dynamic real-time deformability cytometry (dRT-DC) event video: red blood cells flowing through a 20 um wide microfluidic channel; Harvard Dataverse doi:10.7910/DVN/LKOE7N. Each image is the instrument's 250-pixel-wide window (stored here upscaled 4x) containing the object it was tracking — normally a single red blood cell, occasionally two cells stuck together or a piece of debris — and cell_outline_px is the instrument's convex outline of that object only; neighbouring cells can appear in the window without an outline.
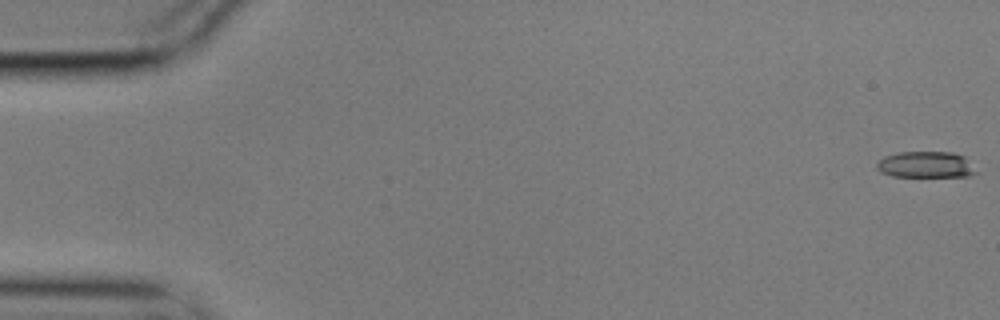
{"species": "common noctule bat (a hibernating species)", "species_latin": "Nyctalus noctula", "temperature_condition": "cold", "stored_images_in_passage": 57, "camera_frame_rate_fps": 3000, "um_per_image_px": 0.085, "animal": {"sex": "male", "body_mass_g": 17.9}, "frame": {"image": 1, "passage_image": 1, "time_ms": 0.0, "image_size_px": [1000, 320], "cell_outline_px": [[976, 172], [968, 176], [892, 176], [880, 172], [876, 168], [876, 164], [884, 156], [900, 152], [952, 152], [964, 156]], "centroid_in_image_um": [78.64, 13.99], "position_along_channel_um": 6.4, "area_um2": 14.97}}
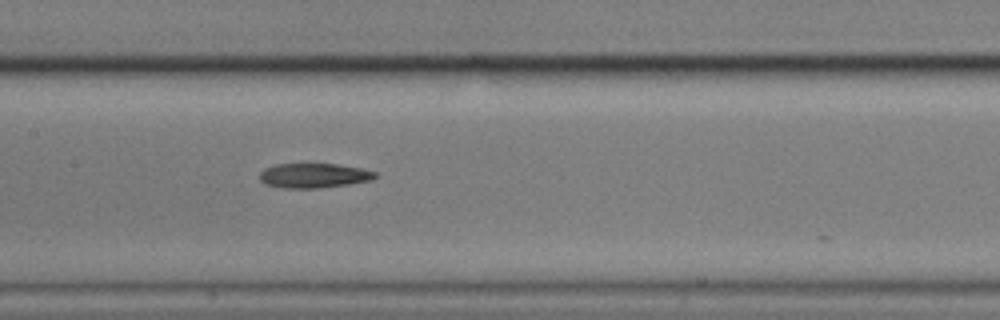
{"frame": {"image": 2, "passage_image": 28, "time_ms": 9.0, "image_size_px": [1000, 320], "cell_outline_px": [[376, 176], [372, 180], [348, 184], [316, 188], [284, 188], [264, 184], [260, 180], [260, 172], [264, 168], [276, 164], [336, 164], [360, 168], [376, 172]], "centroid_in_image_um": [26.64, 14.92], "position_along_channel_um": 180.8, "area_um2": 16.47}}
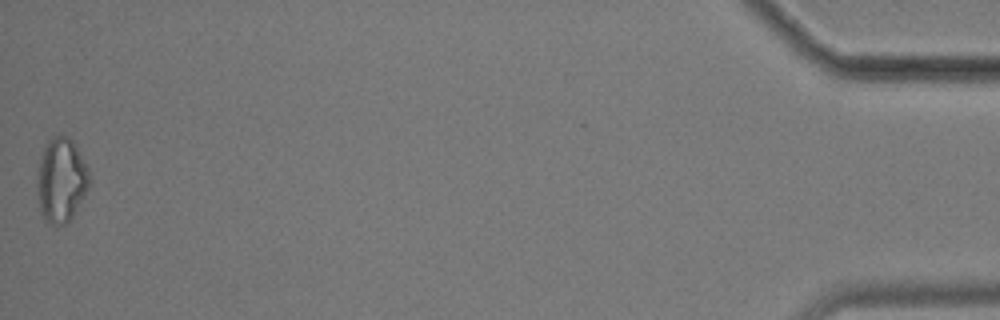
{"frame": {"image": 3, "passage_image": 57, "time_ms": 18.667, "image_size_px": [1000, 320], "cell_outline_px": [[92, 180], [88, 188], [72, 216], [64, 224], [56, 228], [48, 224], [44, 220], [40, 212], [36, 188], [36, 180], [40, 156], [48, 140], [52, 136], [68, 136], [72, 140], [88, 168]], "centroid_in_image_um": [5.18, 15.34], "position_along_channel_um": 430.0, "area_um2": 26.01}}